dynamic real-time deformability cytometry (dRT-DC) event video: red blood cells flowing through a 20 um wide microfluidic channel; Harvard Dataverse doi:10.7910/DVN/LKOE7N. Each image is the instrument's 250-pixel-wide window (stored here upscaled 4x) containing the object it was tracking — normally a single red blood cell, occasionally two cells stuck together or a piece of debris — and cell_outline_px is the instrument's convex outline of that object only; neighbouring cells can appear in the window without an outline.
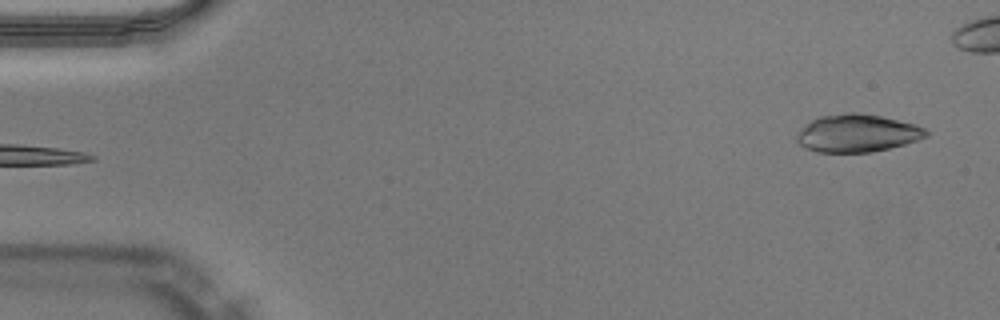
{"species": "Egyptian fruit bat (a non-hibernating species)", "species_latin": "Rousettus aegyptiacus", "temperature_condition": "warm", "stored_images_in_passage": 42, "camera_frame_rate_fps": 3000, "um_per_image_px": 0.085, "animal": {"sex": "male"}, "frame": {"image": 1, "passage_image": 1, "time_ms": 0.0, "image_size_px": [1000, 320], "cell_outline_px": [[928, 136], [904, 144], [872, 152], [816, 152], [800, 144], [796, 140], [796, 136], [812, 120], [820, 116], [844, 112], [860, 112], [880, 116], [912, 124], [924, 128], [928, 132]], "centroid_in_image_um": [72.86, 11.32], "position_along_channel_um": 12.1, "area_um2": 27.98}}
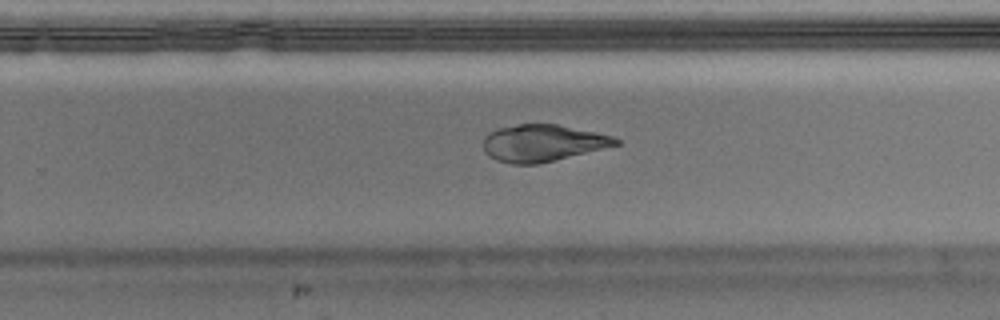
{"frame": {"image": 2, "passage_image": 30, "time_ms": 9.667, "image_size_px": [1000, 320], "cell_outline_px": [[620, 144], [536, 164], [512, 164], [496, 160], [488, 156], [484, 152], [484, 136], [488, 132], [500, 128], [516, 124], [556, 124], [596, 132], [612, 136], [620, 140]], "centroid_in_image_um": [46.08, 12.15], "position_along_channel_um": 283.7, "area_um2": 28.21}}